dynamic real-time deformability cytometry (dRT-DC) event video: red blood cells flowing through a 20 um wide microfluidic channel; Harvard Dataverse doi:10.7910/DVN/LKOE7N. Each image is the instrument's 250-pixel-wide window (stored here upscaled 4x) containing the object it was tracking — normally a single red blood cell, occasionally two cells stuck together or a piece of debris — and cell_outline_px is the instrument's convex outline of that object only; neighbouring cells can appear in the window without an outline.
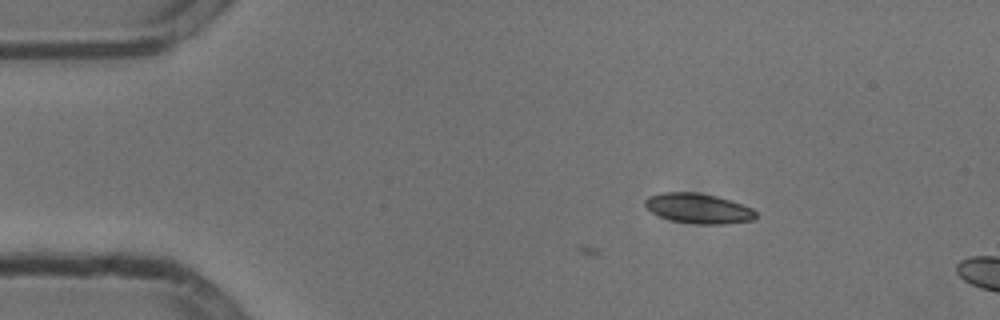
{"species": "common noctule bat (a hibernating species)", "species_latin": "Nyctalus noctula", "temperature_condition": "cold", "stored_images_in_passage": 2, "camera_frame_rate_fps": 3000, "um_per_image_px": 0.085, "animal": {"sex": "male", "body_mass_g": 13.3}, "frame": {"image": 1, "passage_image": 2, "time_ms": 0.333, "image_size_px": [1000, 320], "cell_outline_px": [[756, 216], [752, 220], [724, 224], [700, 224], [672, 220], [660, 216], [644, 208], [644, 200], [648, 196], [664, 192], [696, 192], [716, 196], [752, 208], [756, 212]], "centroid_in_image_um": [59.32, 17.71], "position_along_channel_um": 25.7, "area_um2": 19.19}}